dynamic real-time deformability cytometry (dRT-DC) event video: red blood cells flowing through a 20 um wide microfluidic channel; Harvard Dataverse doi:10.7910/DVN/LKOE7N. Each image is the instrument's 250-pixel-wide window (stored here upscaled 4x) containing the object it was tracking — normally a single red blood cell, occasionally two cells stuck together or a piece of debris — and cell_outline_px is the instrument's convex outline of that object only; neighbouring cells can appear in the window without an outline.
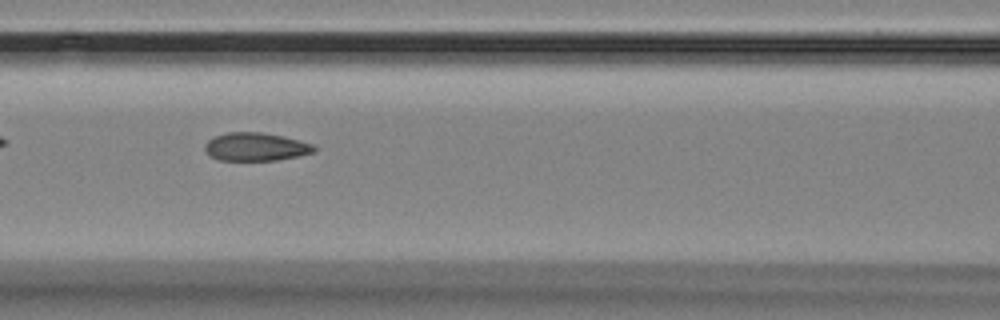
{"species": "Egyptian fruit bat (a non-hibernating species)", "species_latin": "Rousettus aegyptiacus", "temperature_condition": "room temperature", "stored_images_in_passage": 7, "camera_frame_rate_fps": 3000, "um_per_image_px": 0.085, "animal": {"sex": "female"}, "frame": {"image": 1, "passage_image": 6, "time_ms": 7.333, "image_size_px": [1000, 320], "cell_outline_px": [[316, 152], [300, 156], [276, 160], [220, 160], [208, 156], [204, 148], [204, 144], [212, 136], [228, 132], [260, 132], [284, 136], [312, 144], [316, 148]], "centroid_in_image_um": [21.71, 12.47], "position_along_channel_um": 144.9, "area_um2": 18.15}}
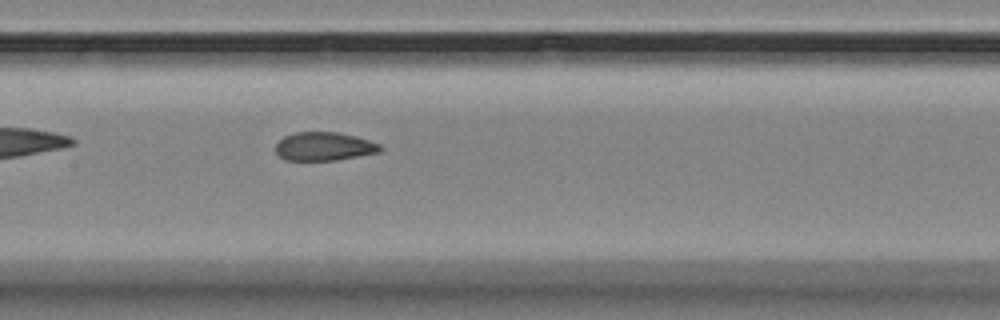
{"frame": {"image": 2, "passage_image": 7, "time_ms": 8.333, "image_size_px": [1000, 320], "cell_outline_px": [[384, 148], [380, 152], [336, 160], [284, 160], [276, 152], [276, 144], [284, 136], [296, 132], [340, 132], [356, 136], [380, 144]], "centroid_in_image_um": [27.57, 12.44], "position_along_channel_um": 179.8, "area_um2": 17.4}}